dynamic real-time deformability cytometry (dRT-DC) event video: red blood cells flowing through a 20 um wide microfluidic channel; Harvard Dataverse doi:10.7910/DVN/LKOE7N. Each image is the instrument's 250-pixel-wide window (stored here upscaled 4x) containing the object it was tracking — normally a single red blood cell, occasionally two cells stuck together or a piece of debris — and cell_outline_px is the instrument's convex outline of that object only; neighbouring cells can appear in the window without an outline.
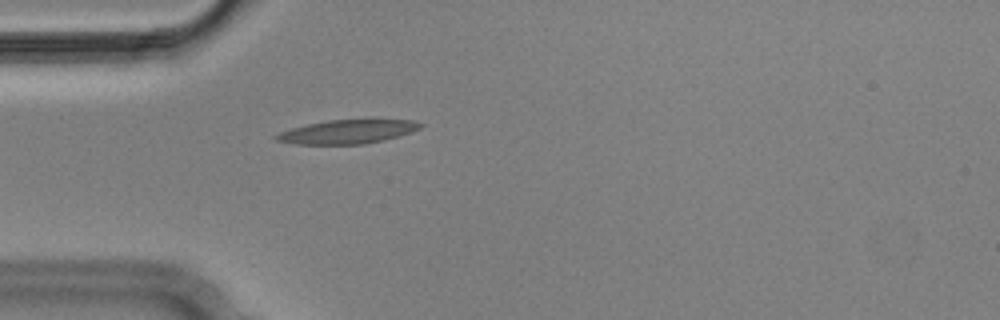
{"species": "Egyptian fruit bat (a non-hibernating species)", "species_latin": "Rousettus aegyptiacus", "temperature_condition": "cold", "stored_images_in_passage": 2, "camera_frame_rate_fps": 3000, "um_per_image_px": 0.085, "animal": {"sex": "male"}, "frame": {"image": 1, "passage_image": 2, "time_ms": 0.333, "image_size_px": [1000, 320], "cell_outline_px": [[424, 124], [420, 128], [412, 132], [400, 136], [384, 140], [364, 144], [296, 144], [276, 140], [272, 136], [280, 132], [292, 128], [308, 124], [328, 120], [372, 116], [412, 120]], "centroid_in_image_um": [29.66, 11.14], "position_along_channel_um": 55.3, "area_um2": 21.1}}